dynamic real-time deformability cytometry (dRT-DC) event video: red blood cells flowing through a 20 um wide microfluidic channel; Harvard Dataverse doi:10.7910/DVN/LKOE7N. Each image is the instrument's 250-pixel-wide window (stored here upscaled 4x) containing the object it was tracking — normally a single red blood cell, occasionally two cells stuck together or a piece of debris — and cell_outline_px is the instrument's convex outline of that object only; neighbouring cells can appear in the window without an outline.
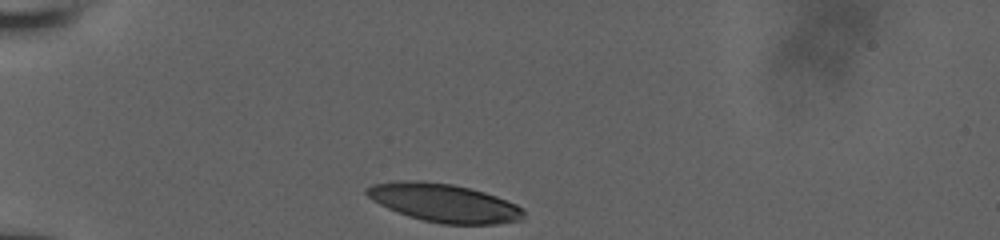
{"species": "human", "species_latin": "Homo sapiens", "temperature_condition": "room temperature", "stored_images_in_passage": 5, "camera_frame_rate_fps": 3000, "um_per_image_px": 0.085, "donor": {"sex": "male"}, "frame": {"image": 1, "passage_image": 1, "time_ms": 0.0, "image_size_px": [1000, 240], "cell_outline_px": [[524, 216], [520, 220], [496, 224], [440, 224], [408, 216], [388, 208], [372, 200], [364, 192], [364, 188], [372, 184], [400, 180], [416, 180], [452, 184], [484, 192], [496, 196], [516, 204], [524, 208]], "centroid_in_image_um": [37.72, 17.24], "position_along_channel_um": 47.3, "area_um2": 35.03}}
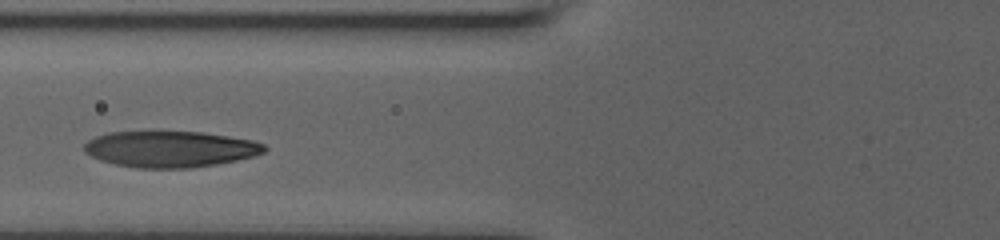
{"frame": {"image": 2, "passage_image": 4, "time_ms": 2.667, "image_size_px": [1000, 240], "cell_outline_px": [[268, 148], [264, 152], [252, 156], [236, 160], [216, 164], [192, 168], [136, 168], [116, 164], [100, 160], [84, 152], [84, 144], [88, 140], [96, 136], [108, 132], [200, 132], [228, 136], [252, 140], [264, 144]], "centroid_in_image_um": [14.45, 12.67], "position_along_channel_um": 111.3, "area_um2": 37.86}}